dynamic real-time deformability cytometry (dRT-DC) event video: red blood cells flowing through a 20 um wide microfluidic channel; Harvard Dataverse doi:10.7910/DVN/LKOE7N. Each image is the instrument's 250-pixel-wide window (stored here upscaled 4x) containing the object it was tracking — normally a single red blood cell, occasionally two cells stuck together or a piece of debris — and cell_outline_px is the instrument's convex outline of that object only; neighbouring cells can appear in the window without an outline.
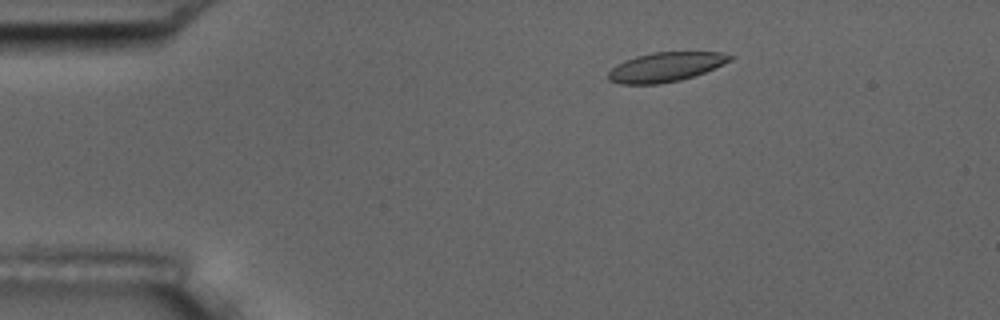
{"species": "common noctule bat (a hibernating species)", "species_latin": "Nyctalus noctula", "temperature_condition": "room temperature", "stored_images_in_passage": 5, "camera_frame_rate_fps": 3000, "um_per_image_px": 0.085, "animal": {"sex": "male", "body_mass_g": 17.5, "forearm_length_mm": 52.3}, "frame": {"image": 1, "passage_image": 3, "time_ms": 2.0, "image_size_px": [1000, 320], "cell_outline_px": [[732, 60], [704, 72], [680, 80], [660, 84], [620, 84], [608, 80], [608, 72], [616, 64], [624, 60], [636, 56], [652, 52], [720, 52], [732, 56]], "centroid_in_image_um": [56.52, 5.69], "position_along_channel_um": 28.5, "area_um2": 20.75}}